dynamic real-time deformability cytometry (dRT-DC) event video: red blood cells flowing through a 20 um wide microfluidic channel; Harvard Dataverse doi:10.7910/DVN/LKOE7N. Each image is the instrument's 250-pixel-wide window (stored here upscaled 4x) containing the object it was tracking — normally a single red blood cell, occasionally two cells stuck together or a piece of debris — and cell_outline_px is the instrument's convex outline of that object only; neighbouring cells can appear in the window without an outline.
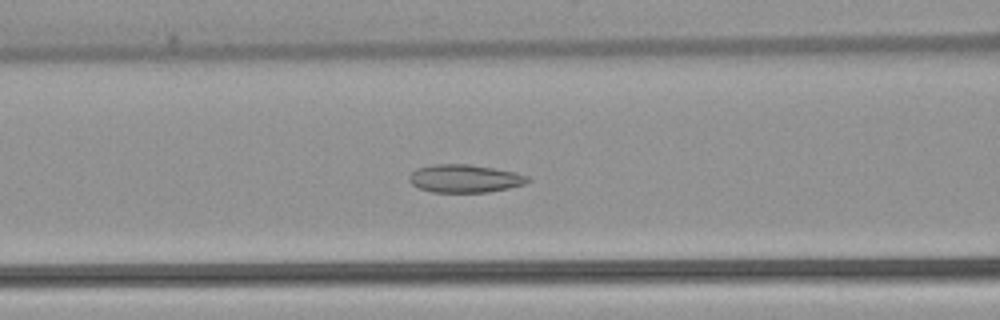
{"species": "common noctule bat (a hibernating species)", "species_latin": "Nyctalus noctula", "temperature_condition": "warm", "stored_images_in_passage": 38, "camera_frame_rate_fps": 3000, "um_per_image_px": 0.085, "animal": {"sex": "female", "body_mass_g": 22.7, "forearm_length_mm": 54.2}, "frame": {"image": 1, "passage_image": 7, "time_ms": 2.0, "image_size_px": [1000, 320], "cell_outline_px": [[532, 180], [524, 184], [508, 188], [488, 192], [432, 192], [420, 188], [412, 184], [408, 180], [408, 176], [416, 168], [432, 164], [468, 164], [516, 172], [528, 176]], "centroid_in_image_um": [39.49, 15.17], "position_along_channel_um": 127.1, "area_um2": 19.36}}
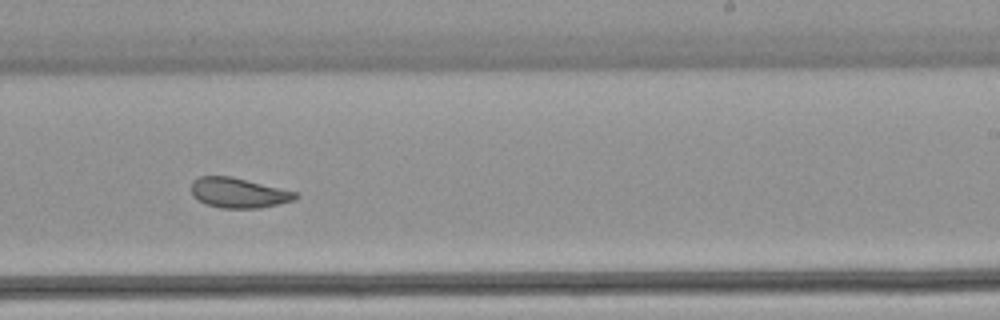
{"frame": {"image": 2, "passage_image": 18, "time_ms": 5.667, "image_size_px": [1000, 320], "cell_outline_px": [[300, 196], [292, 200], [260, 208], [220, 208], [208, 204], [192, 196], [192, 180], [200, 176], [232, 176], [296, 192]], "centroid_in_image_um": [20.25, 16.38], "position_along_channel_um": 268.7, "area_um2": 18.03}}
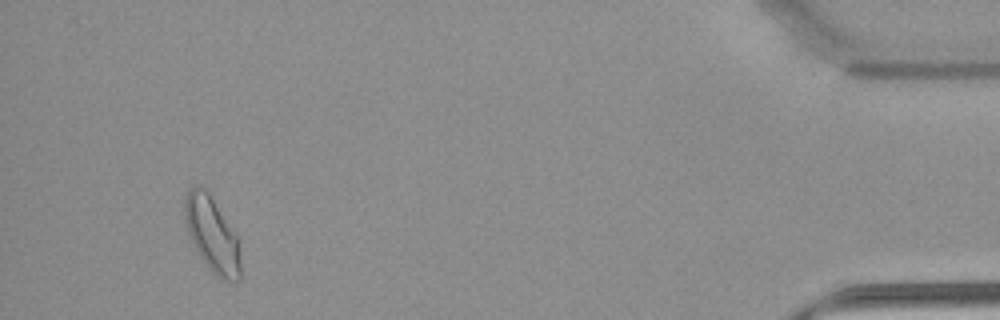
{"frame": {"image": 3, "passage_image": 35, "time_ms": 11.333, "image_size_px": [1000, 320], "cell_outline_px": [[240, 280], [220, 280], [208, 268], [200, 256], [188, 236], [184, 220], [184, 196], [188, 188], [200, 184], [208, 192], [236, 236], [240, 260]], "centroid_in_image_um": [17.96, 19.92], "position_along_channel_um": 417.2, "area_um2": 24.28}, "authors_computed_cell_mechanics": {"area_um2": 19.2185, "velocity_mm_per_s": 3.881, "shape_relaxation_time_tau1_ms": null, "shape_relaxation_time_tau2_ms": 2.1642, "deformation_change_tau1": null, "deformation_change_tau2": 0.0833}}